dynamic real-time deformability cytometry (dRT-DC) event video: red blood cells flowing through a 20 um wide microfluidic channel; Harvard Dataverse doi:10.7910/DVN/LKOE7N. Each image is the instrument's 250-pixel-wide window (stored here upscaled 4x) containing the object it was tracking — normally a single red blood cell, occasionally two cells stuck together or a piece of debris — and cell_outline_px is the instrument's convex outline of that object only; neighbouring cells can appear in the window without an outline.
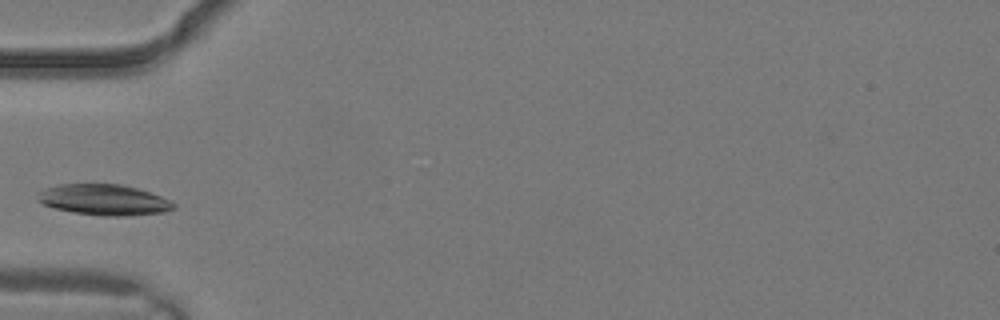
{"species": "common noctule bat (a hibernating species)", "species_latin": "Nyctalus noctula", "temperature_condition": "warm", "stored_images_in_passage": 2, "camera_frame_rate_fps": 3000, "um_per_image_px": 0.085, "animal": {"sex": "male", "body_mass_g": 19.2, "forearm_length_mm": 51.8}, "frame": {"image": 1, "passage_image": 2, "time_ms": 0.333, "image_size_px": [1000, 320], "cell_outline_px": [[176, 208], [164, 212], [124, 216], [104, 216], [72, 212], [56, 208], [44, 204], [36, 200], [36, 192], [60, 184], [120, 184], [136, 188], [160, 196], [176, 204]], "centroid_in_image_um": [8.81, 16.98], "position_along_channel_um": 76.2, "area_um2": 24.28}}